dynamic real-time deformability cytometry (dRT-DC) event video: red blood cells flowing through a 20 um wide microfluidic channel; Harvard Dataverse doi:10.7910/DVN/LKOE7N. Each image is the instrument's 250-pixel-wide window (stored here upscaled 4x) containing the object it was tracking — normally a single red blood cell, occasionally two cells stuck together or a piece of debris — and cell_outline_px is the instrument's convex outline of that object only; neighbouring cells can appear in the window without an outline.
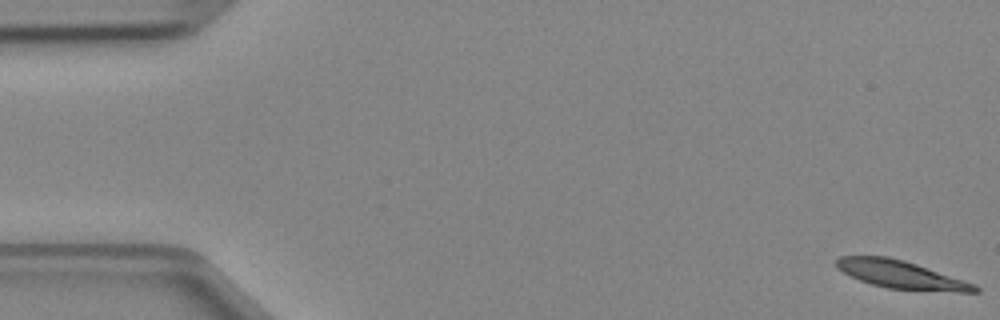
{"species": "Egyptian fruit bat (a non-hibernating species)", "species_latin": "Rousettus aegyptiacus", "temperature_condition": "cold", "stored_images_in_passage": 6, "camera_frame_rate_fps": 3000, "um_per_image_px": 0.085, "animal": {"sex": "female"}, "frame": {"image": 1, "passage_image": 1, "time_ms": 0.0, "image_size_px": [1000, 320], "cell_outline_px": [[980, 292], [956, 292], [888, 288], [872, 284], [860, 280], [836, 268], [836, 260], [840, 256], [888, 256], [904, 260], [976, 284], [980, 288]], "centroid_in_image_um": [76.61, 23.34], "position_along_channel_um": 8.4, "area_um2": 22.31}}
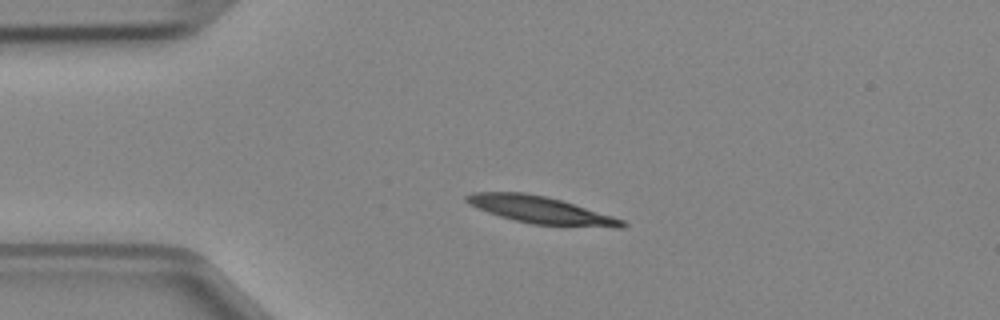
{"frame": {"image": 2, "passage_image": 4, "time_ms": 1.0, "image_size_px": [1000, 320], "cell_outline_px": [[628, 224], [624, 228], [616, 228], [532, 224], [500, 216], [488, 212], [468, 204], [464, 200], [464, 196], [472, 192], [524, 192], [548, 196], [612, 216], [624, 220]], "centroid_in_image_um": [45.96, 17.85], "position_along_channel_um": 39.0, "area_um2": 24.62}}